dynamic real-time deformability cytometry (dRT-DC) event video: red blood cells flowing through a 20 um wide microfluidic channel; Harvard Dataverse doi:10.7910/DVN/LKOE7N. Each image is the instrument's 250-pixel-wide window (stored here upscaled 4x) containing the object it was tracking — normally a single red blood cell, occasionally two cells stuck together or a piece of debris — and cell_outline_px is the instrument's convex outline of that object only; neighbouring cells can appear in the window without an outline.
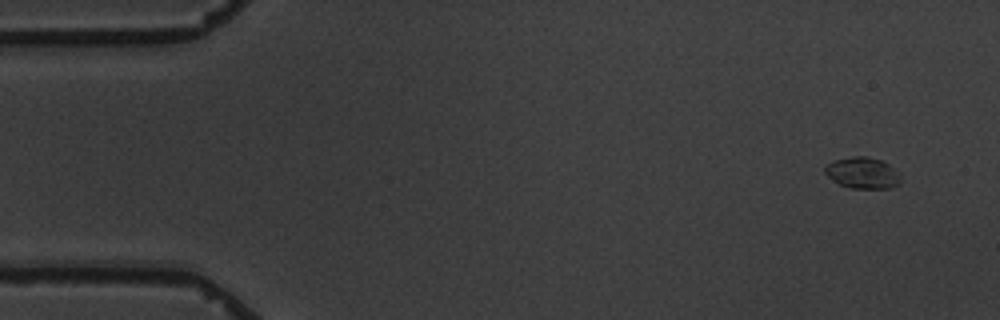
{"species": "common noctule bat (a hibernating species)", "species_latin": "Nyctalus noctula", "temperature_condition": "warm", "stored_images_in_passage": 6, "camera_frame_rate_fps": 3000, "um_per_image_px": 0.085, "animal": {"sex": "male", "body_mass_g": 19.5, "forearm_length_mm": 54.6}, "frame": {"image": 1, "passage_image": 1, "time_ms": 0.0, "image_size_px": [1000, 320], "cell_outline_px": [[900, 184], [892, 188], [852, 188], [840, 184], [828, 176], [824, 172], [824, 168], [832, 160], [852, 156], [868, 156], [880, 160], [888, 164], [900, 176]], "centroid_in_image_um": [73.31, 14.69], "position_along_channel_um": 11.7, "area_um2": 13.7}}
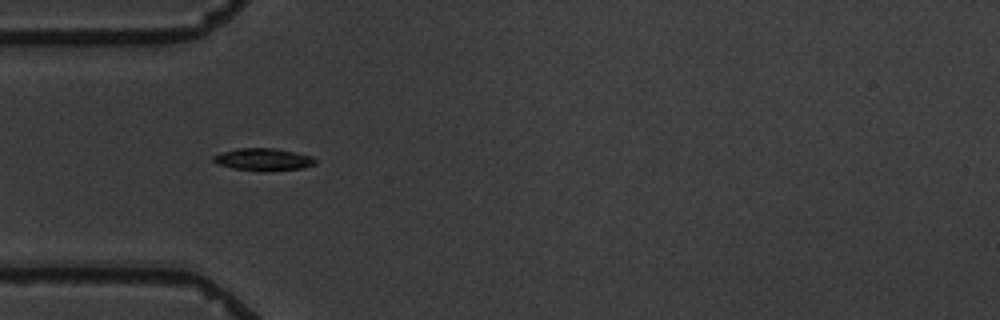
{"frame": {"image": 2, "passage_image": 5, "time_ms": 4.667, "image_size_px": [1000, 320], "cell_outline_px": [[316, 164], [304, 168], [264, 172], [232, 168], [216, 164], [212, 160], [212, 156], [236, 148], [276, 148], [312, 156], [316, 160]], "centroid_in_image_um": [22.39, 13.56], "position_along_channel_um": 62.6, "area_um2": 13.47}}
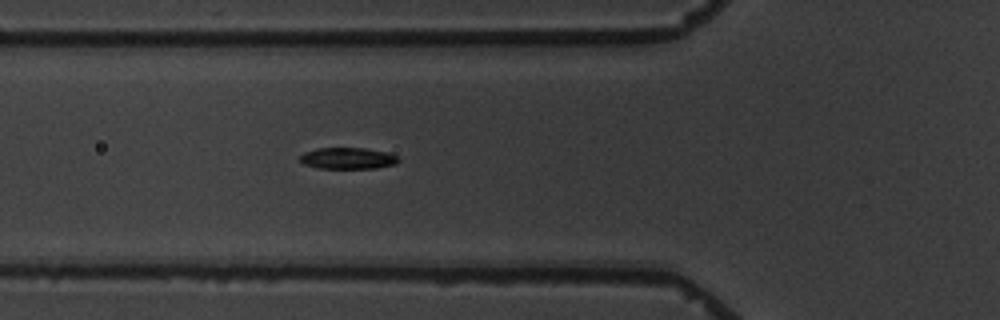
{"frame": {"image": 3, "passage_image": 6, "time_ms": 5.667, "image_size_px": [1000, 320], "cell_outline_px": [[400, 160], [396, 164], [376, 168], [316, 168], [304, 164], [300, 160], [300, 156], [304, 152], [316, 148], [364, 148], [388, 152], [396, 156]], "centroid_in_image_um": [29.56, 13.45], "position_along_channel_um": 96.2, "area_um2": 12.31}}